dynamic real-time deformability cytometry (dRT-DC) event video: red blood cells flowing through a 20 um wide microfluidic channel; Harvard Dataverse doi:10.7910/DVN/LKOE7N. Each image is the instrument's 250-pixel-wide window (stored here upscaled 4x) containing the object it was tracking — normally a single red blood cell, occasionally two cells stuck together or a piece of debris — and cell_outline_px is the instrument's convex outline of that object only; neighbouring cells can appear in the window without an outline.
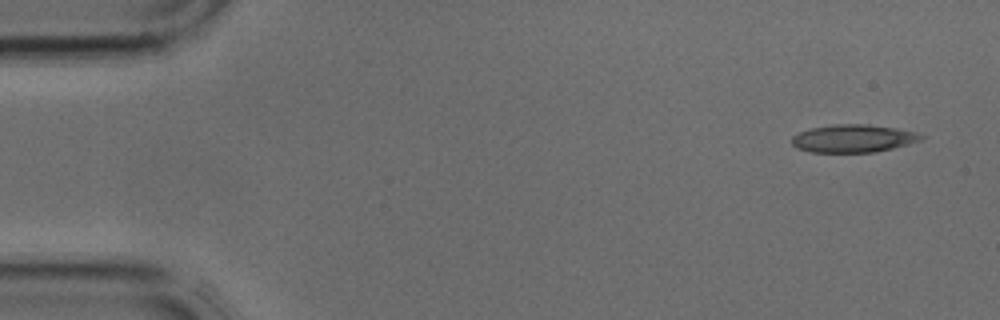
{"species": "common noctule bat (a hibernating species)", "species_latin": "Nyctalus noctula", "temperature_condition": "cold", "stored_images_in_passage": 4, "camera_frame_rate_fps": 3000, "um_per_image_px": 0.085, "animal": {"sex": "male", "body_mass_g": 17.9, "forearm_length_mm": 54.2}, "frame": {"image": 1, "passage_image": 1, "time_ms": 0.0, "image_size_px": [1000, 320], "cell_outline_px": [[928, 136], [920, 140], [908, 144], [892, 148], [872, 152], [812, 152], [796, 148], [792, 144], [792, 136], [800, 132], [812, 128], [836, 124], [868, 124], [896, 128], [916, 132]], "centroid_in_image_um": [72.55, 11.76], "position_along_channel_um": 12.5, "area_um2": 20.87}}